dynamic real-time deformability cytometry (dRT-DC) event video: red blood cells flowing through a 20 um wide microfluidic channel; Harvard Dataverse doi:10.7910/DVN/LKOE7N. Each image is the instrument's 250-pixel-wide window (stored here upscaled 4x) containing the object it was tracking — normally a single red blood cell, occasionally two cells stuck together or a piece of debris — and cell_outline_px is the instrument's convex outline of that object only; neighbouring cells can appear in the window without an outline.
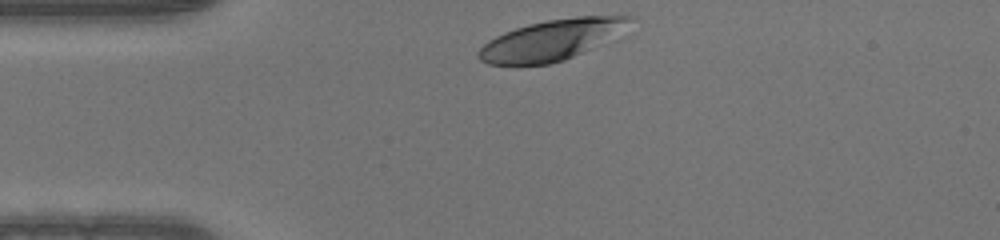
{"species": "human", "species_latin": "Homo sapiens", "temperature_condition": "warm", "stored_images_in_passage": 30, "camera_frame_rate_fps": 3000, "um_per_image_px": 0.085, "donor": {"sex": "male"}, "frame": {"image": 1, "passage_image": 1, "time_ms": 0.0, "image_size_px": [1000, 240], "cell_outline_px": [[632, 16], [620, 28], [592, 48], [564, 60], [548, 64], [488, 64], [480, 60], [476, 56], [476, 52], [488, 40], [504, 32], [528, 24], [548, 20], [576, 16]], "centroid_in_image_um": [46.69, 3.41], "position_along_channel_um": 38.3, "area_um2": 34.39}}
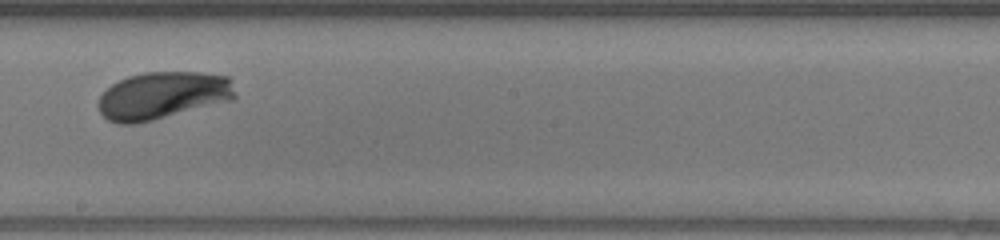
{"frame": {"image": 2, "passage_image": 18, "time_ms": 5.667, "image_size_px": [1000, 240], "cell_outline_px": [[236, 96], [232, 100], [136, 124], [116, 124], [108, 120], [100, 112], [96, 104], [100, 96], [112, 84], [128, 76], [144, 72], [200, 72], [228, 76], [236, 92]], "centroid_in_image_um": [13.81, 8.11], "position_along_channel_um": 234.4, "area_um2": 37.86}}
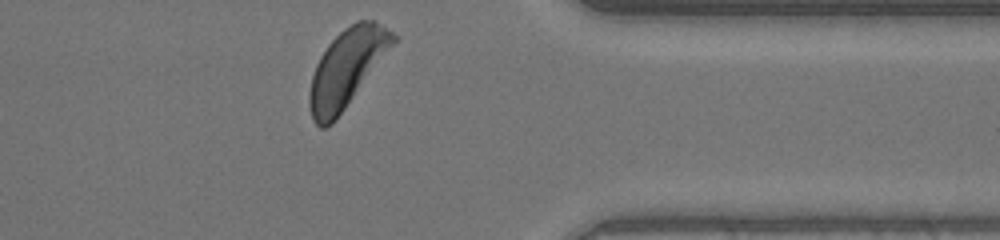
{"frame": {"image": 3, "passage_image": 30, "time_ms": 9.667, "image_size_px": [1000, 240], "cell_outline_px": [[400, 36], [332, 124], [324, 128], [320, 128], [312, 120], [308, 104], [308, 96], [312, 76], [316, 64], [320, 56], [328, 44], [344, 28], [356, 20], [372, 20]], "centroid_in_image_um": [29.45, 5.79], "position_along_channel_um": 381.9, "area_um2": 37.34}}